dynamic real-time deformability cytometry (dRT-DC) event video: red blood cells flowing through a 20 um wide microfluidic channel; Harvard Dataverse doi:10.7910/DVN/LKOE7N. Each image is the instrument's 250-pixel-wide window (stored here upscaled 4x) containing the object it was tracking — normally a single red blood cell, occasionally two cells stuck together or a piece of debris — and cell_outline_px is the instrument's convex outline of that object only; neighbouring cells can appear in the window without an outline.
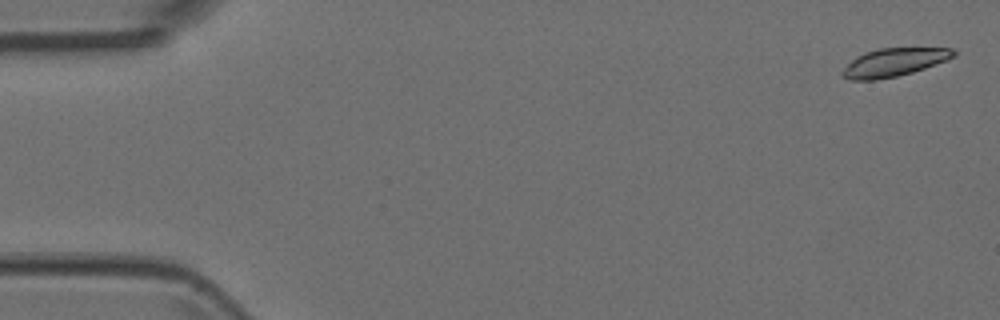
{"species": "Egyptian fruit bat (a non-hibernating species)", "species_latin": "Rousettus aegyptiacus", "temperature_condition": "room temperature", "stored_images_in_passage": 4, "camera_frame_rate_fps": 3000, "um_per_image_px": 0.085, "animal": {"sex": "female"}, "frame": {"image": 1, "passage_image": 1, "time_ms": 0.0, "image_size_px": [1000, 320], "cell_outline_px": [[956, 56], [924, 68], [912, 72], [896, 76], [876, 80], [848, 80], [840, 76], [840, 72], [856, 56], [864, 52], [880, 48], [952, 48], [956, 52]], "centroid_in_image_um": [75.94, 5.3], "position_along_channel_um": 9.1, "area_um2": 18.21}}
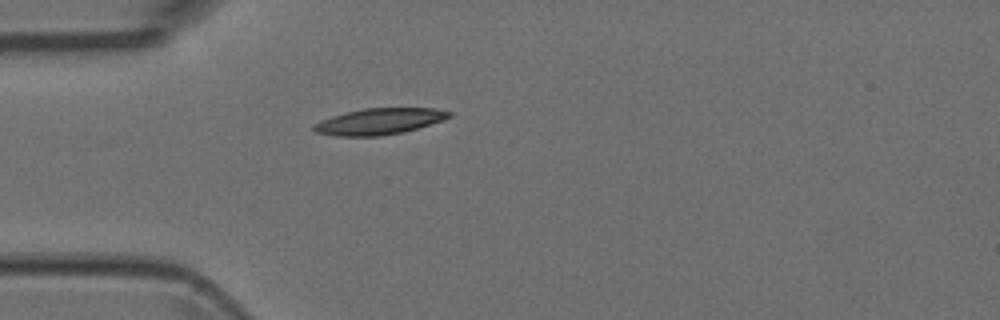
{"frame": {"image": 2, "passage_image": 4, "time_ms": 1.0, "image_size_px": [1000, 320], "cell_outline_px": [[452, 116], [444, 120], [404, 132], [380, 136], [336, 136], [316, 132], [312, 128], [312, 124], [332, 116], [364, 108], [436, 108], [452, 112]], "centroid_in_image_um": [32.26, 10.32], "position_along_channel_um": 52.7, "area_um2": 20.69}}